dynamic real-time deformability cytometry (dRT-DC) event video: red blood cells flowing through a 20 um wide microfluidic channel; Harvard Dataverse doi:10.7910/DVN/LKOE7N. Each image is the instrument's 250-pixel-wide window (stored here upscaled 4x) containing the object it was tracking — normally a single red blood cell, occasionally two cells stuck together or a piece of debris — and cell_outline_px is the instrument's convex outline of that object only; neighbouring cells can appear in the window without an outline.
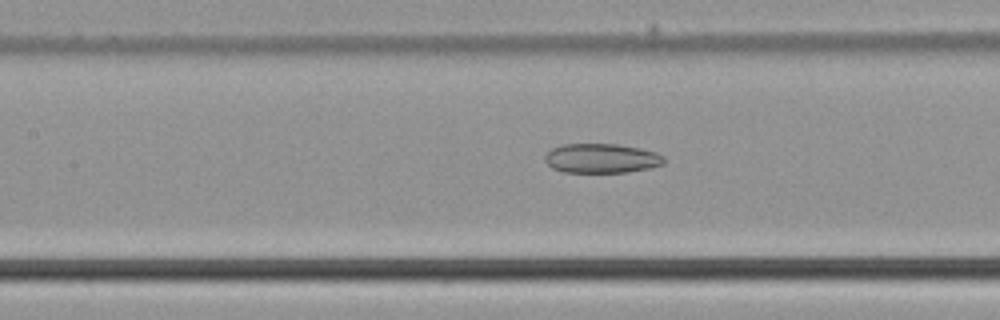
{"species": "common noctule bat (a hibernating species)", "species_latin": "Nyctalus noctula", "temperature_condition": "cold", "stored_images_in_passage": 43, "camera_frame_rate_fps": 3000, "um_per_image_px": 0.085, "animal": {"sex": "male", "body_mass_g": 21.5, "forearm_length_mm": 52.0}, "frame": {"image": 1, "passage_image": 16, "time_ms": 5.0, "image_size_px": [1000, 320], "cell_outline_px": [[664, 164], [648, 168], [628, 172], [564, 172], [552, 168], [544, 160], [544, 156], [552, 148], [564, 144], [620, 144], [640, 148], [656, 152], [664, 156]], "centroid_in_image_um": [51.13, 13.45], "position_along_channel_um": 156.3, "area_um2": 20.46}}
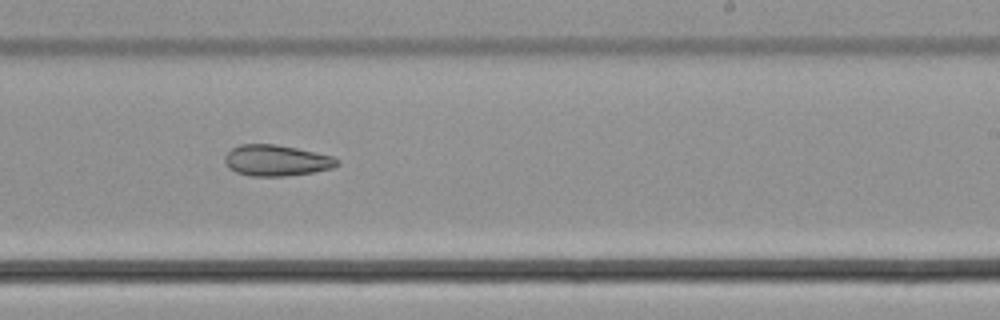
{"frame": {"image": 2, "passage_image": 24, "time_ms": 7.667, "image_size_px": [1000, 320], "cell_outline_px": [[340, 164], [332, 168], [312, 172], [284, 176], [252, 176], [236, 172], [228, 168], [224, 160], [224, 156], [232, 148], [240, 144], [276, 144], [296, 148], [332, 156], [340, 160]], "centroid_in_image_um": [23.48, 13.63], "position_along_channel_um": 265.5, "area_um2": 20.29}}
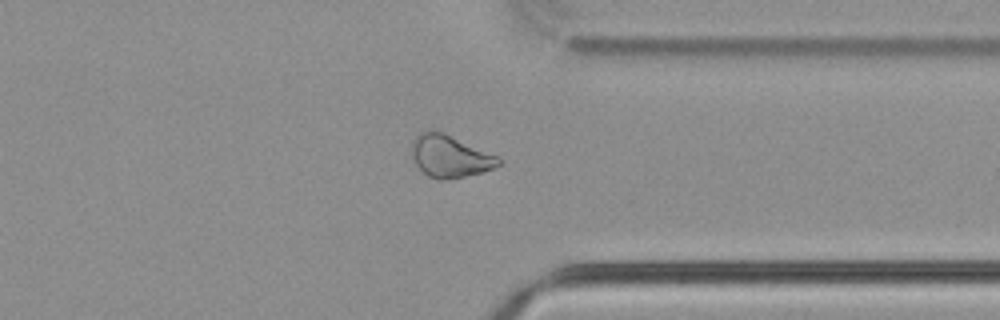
{"frame": {"image": 3, "passage_image": 32, "time_ms": 10.333, "image_size_px": [1000, 320], "cell_outline_px": [[504, 160], [500, 164], [492, 168], [480, 172], [448, 180], [436, 180], [428, 176], [416, 164], [412, 156], [412, 140], [420, 132], [432, 128], [444, 132], [500, 156]], "centroid_in_image_um": [38.25, 13.25], "position_along_channel_um": 373.1, "area_um2": 21.73}}